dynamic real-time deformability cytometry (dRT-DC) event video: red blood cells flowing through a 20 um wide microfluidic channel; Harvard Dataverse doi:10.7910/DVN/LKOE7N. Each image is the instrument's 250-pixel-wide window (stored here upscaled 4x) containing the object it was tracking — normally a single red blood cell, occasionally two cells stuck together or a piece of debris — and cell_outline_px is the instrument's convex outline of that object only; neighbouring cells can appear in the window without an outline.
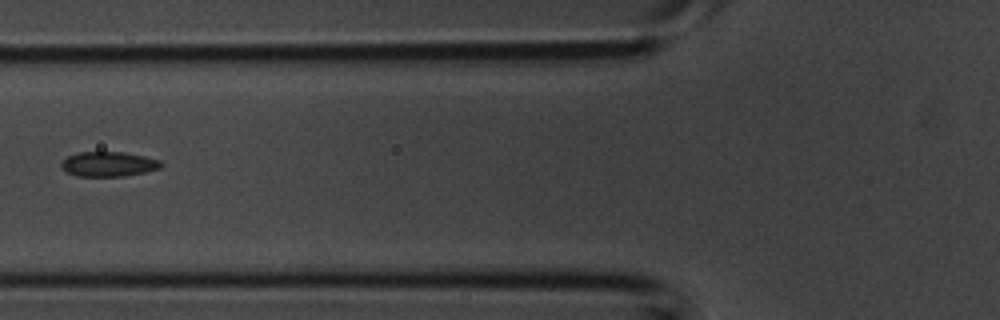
{"species": "common noctule bat (a hibernating species)", "species_latin": "Nyctalus noctula", "temperature_condition": "room temperature", "stored_images_in_passage": 5, "camera_frame_rate_fps": 3000, "um_per_image_px": 0.085, "animal": {"sex": "male", "body_mass_g": 20.1, "forearm_length_mm": 53.5}, "frame": {"image": 1, "passage_image": 5, "time_ms": 1.333, "image_size_px": [1000, 320], "cell_outline_px": [[164, 164], [160, 168], [144, 172], [124, 176], [76, 176], [60, 168], [60, 164], [68, 156], [76, 152], [124, 152], [144, 156], [160, 160]], "centroid_in_image_um": [9.22, 13.94], "position_along_channel_um": 116.6, "area_um2": 14.45}}